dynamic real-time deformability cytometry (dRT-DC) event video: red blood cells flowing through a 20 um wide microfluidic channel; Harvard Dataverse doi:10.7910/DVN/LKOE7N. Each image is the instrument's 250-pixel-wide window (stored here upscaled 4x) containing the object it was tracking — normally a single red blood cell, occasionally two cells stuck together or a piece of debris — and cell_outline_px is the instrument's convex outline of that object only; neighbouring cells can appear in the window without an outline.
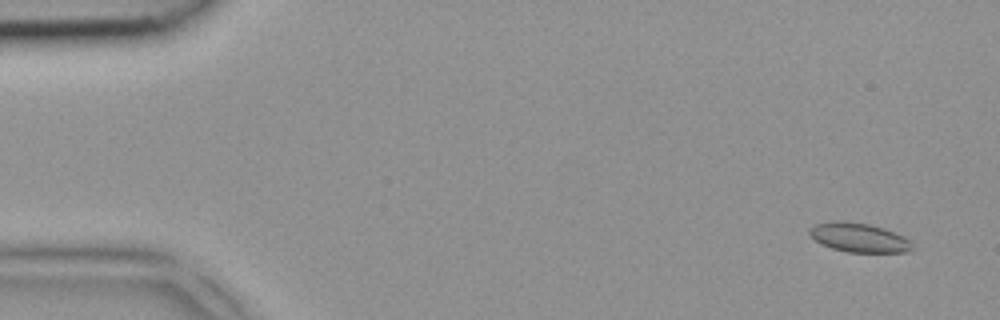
{"species": "common noctule bat (a hibernating species)", "species_latin": "Nyctalus noctula", "temperature_condition": "room temperature", "stored_images_in_passage": 4, "camera_frame_rate_fps": 3000, "um_per_image_px": 0.085, "animal": {"sex": "female", "body_mass_g": 18.4}, "frame": {"image": 1, "passage_image": 1, "time_ms": 0.0, "image_size_px": [1000, 320], "cell_outline_px": [[912, 248], [908, 252], [848, 252], [832, 248], [820, 244], [808, 232], [808, 228], [816, 224], [836, 220], [868, 224], [884, 228], [904, 236], [908, 240]], "centroid_in_image_um": [72.98, 20.19], "position_along_channel_um": 12.0, "area_um2": 17.28}}
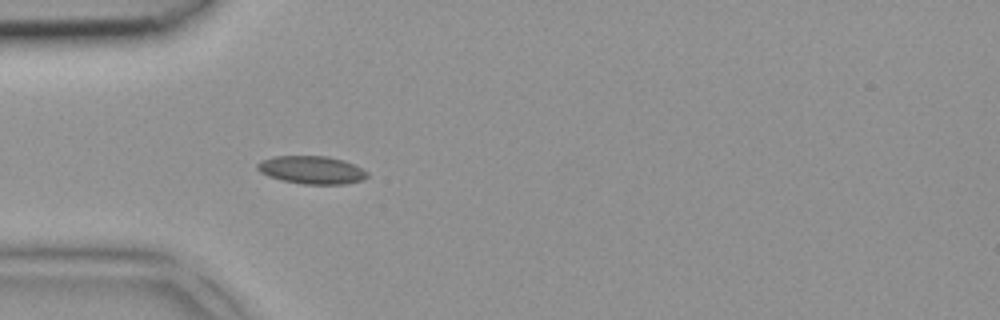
{"frame": {"image": 2, "passage_image": 4, "time_ms": 1.0, "image_size_px": [1000, 320], "cell_outline_px": [[368, 176], [364, 180], [344, 184], [304, 184], [280, 180], [268, 176], [260, 172], [256, 168], [256, 164], [260, 160], [272, 156], [328, 156], [344, 160], [368, 172]], "centroid_in_image_um": [26.46, 14.44], "position_along_channel_um": 58.5, "area_um2": 18.03}}